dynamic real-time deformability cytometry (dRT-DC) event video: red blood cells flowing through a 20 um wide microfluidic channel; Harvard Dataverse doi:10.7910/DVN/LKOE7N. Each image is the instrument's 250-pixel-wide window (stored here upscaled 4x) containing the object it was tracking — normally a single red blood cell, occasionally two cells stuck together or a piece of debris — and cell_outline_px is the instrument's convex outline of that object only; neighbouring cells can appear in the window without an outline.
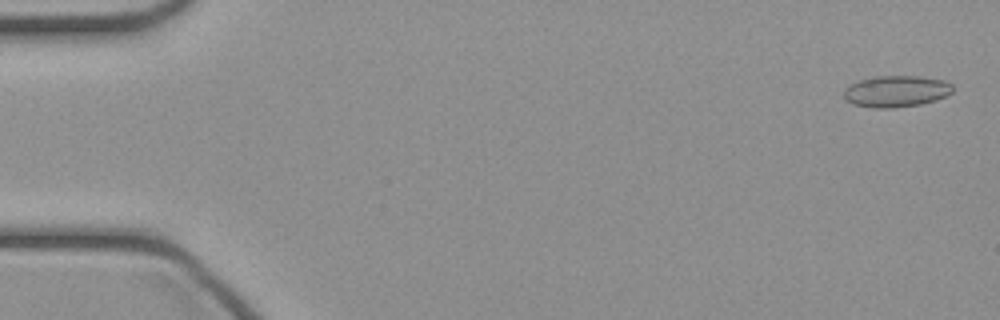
{"species": "common noctule bat (a hibernating species)", "species_latin": "Nyctalus noctula", "temperature_condition": "cold", "stored_images_in_passage": 47, "camera_frame_rate_fps": 3000, "um_per_image_px": 0.085, "animal": {"sex": "female", "body_mass_g": 21.9}, "frame": {"image": 1, "passage_image": 2, "time_ms": 0.333, "image_size_px": [1000, 320], "cell_outline_px": [[952, 92], [936, 100], [920, 104], [892, 108], [872, 108], [852, 104], [844, 96], [844, 88], [860, 80], [876, 76], [916, 76], [944, 80], [952, 84]], "centroid_in_image_um": [76.17, 7.76], "position_along_channel_um": 8.8, "area_um2": 19.83}}
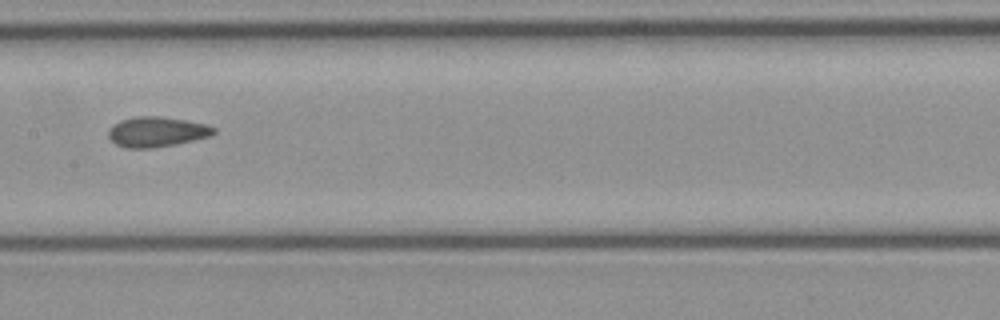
{"frame": {"image": 2, "passage_image": 24, "time_ms": 7.667, "image_size_px": [1000, 320], "cell_outline_px": [[216, 132], [212, 136], [176, 144], [152, 148], [124, 148], [116, 144], [108, 136], [108, 128], [120, 120], [136, 116], [160, 116], [184, 120], [204, 124], [216, 128]], "centroid_in_image_um": [13.31, 11.21], "position_along_channel_um": 194.1, "area_um2": 18.55}}
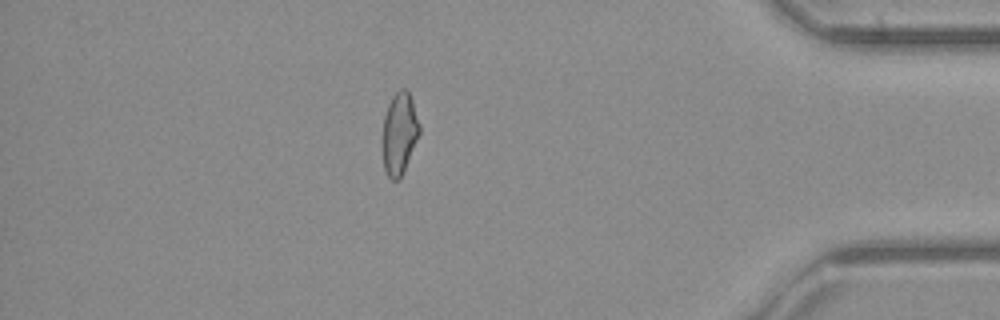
{"frame": {"image": 3, "passage_image": 41, "time_ms": 13.333, "image_size_px": [1000, 320], "cell_outline_px": [[420, 132], [404, 172], [400, 180], [392, 180], [388, 176], [384, 168], [384, 116], [388, 104], [392, 96], [400, 88], [404, 88], [408, 92], [412, 100], [420, 124]], "centroid_in_image_um": [33.97, 11.35], "position_along_channel_um": 401.2, "area_um2": 17.4}}